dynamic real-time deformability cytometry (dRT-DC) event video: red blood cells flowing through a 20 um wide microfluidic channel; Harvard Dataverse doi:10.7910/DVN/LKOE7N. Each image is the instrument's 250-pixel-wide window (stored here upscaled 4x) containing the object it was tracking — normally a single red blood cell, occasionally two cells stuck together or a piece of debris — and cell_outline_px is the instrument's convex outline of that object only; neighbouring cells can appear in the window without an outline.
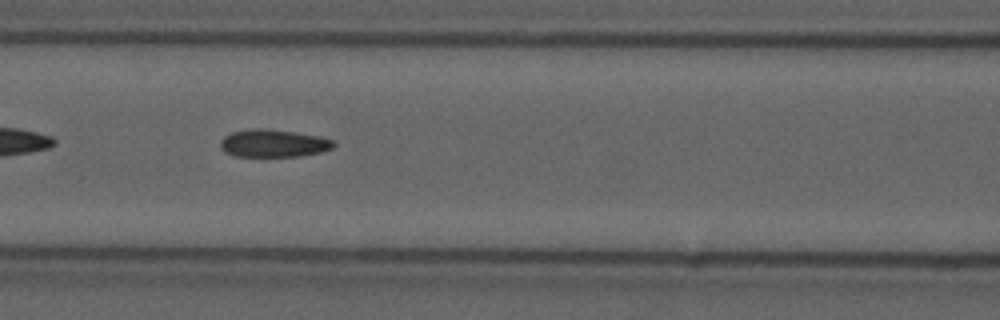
{"species": "common noctule bat (a hibernating species)", "species_latin": "Nyctalus noctula", "temperature_condition": "cold", "stored_images_in_passage": 9, "camera_frame_rate_fps": 3000, "um_per_image_px": 0.085, "animal": {"sex": "male", "forearm_length_mm": 52.5}, "frame": {"image": 1, "passage_image": 6, "time_ms": 1.667, "image_size_px": [1000, 320], "cell_outline_px": [[336, 144], [332, 148], [320, 152], [300, 156], [232, 156], [224, 152], [220, 148], [220, 140], [224, 136], [232, 132], [252, 128], [264, 128], [296, 132], [320, 136], [336, 140]], "centroid_in_image_um": [23.24, 12.17], "position_along_channel_um": 143.4, "area_um2": 18.5}}
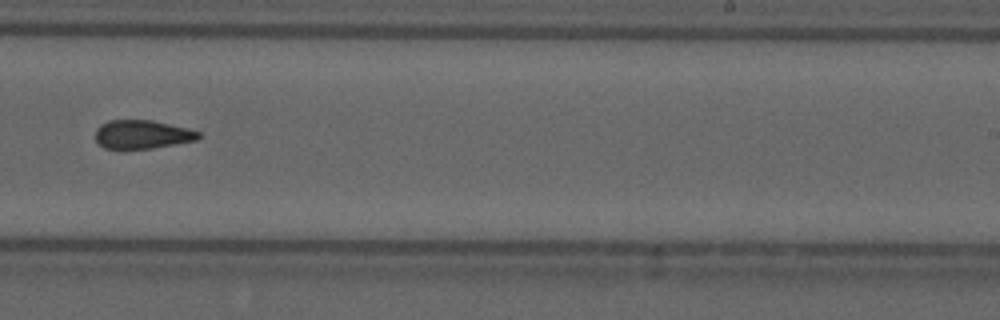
{"frame": {"image": 2, "passage_image": 9, "time_ms": 2.667, "image_size_px": [1000, 320], "cell_outline_px": [[200, 136], [196, 140], [152, 148], [124, 152], [104, 148], [96, 140], [96, 128], [100, 124], [108, 120], [152, 120], [188, 128], [200, 132]], "centroid_in_image_um": [12.03, 11.46], "position_along_channel_um": 277.0, "area_um2": 17.74}}